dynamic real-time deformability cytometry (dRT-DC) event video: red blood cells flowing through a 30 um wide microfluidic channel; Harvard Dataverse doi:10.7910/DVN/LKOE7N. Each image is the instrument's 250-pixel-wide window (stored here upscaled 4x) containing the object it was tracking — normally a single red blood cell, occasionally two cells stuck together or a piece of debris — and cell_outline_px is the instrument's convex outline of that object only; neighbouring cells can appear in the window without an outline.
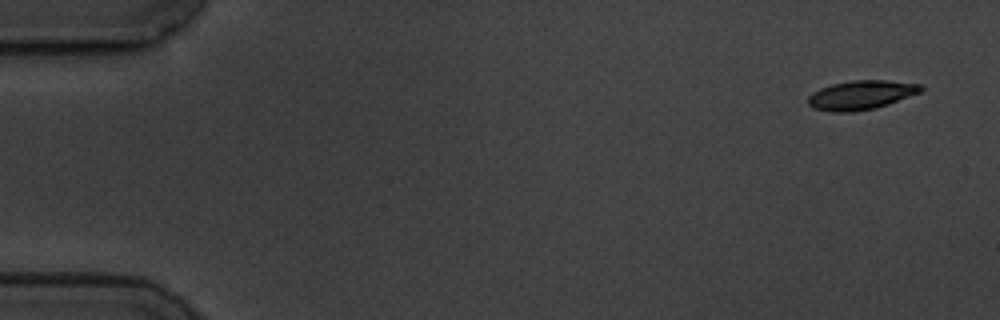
{"species": "common noctule bat (a hibernating species)", "species_latin": "Nyctalus noctula", "temperature_condition": "cold", "stored_images_in_passage": 5, "camera_frame_rate_fps": 3000, "um_per_image_px": 0.085, "animal": {"sex": "male", "body_mass_g": 19.5, "forearm_length_mm": 54.6}, "frame": {"image": 1, "passage_image": 1, "time_ms": 0.0, "image_size_px": [1000, 320], "cell_outline_px": [[924, 88], [920, 92], [888, 104], [876, 108], [852, 112], [832, 112], [812, 108], [808, 104], [808, 96], [812, 92], [820, 88], [832, 84], [852, 80], [884, 80], [920, 84]], "centroid_in_image_um": [73.15, 8.08], "position_along_channel_um": 11.8, "area_um2": 19.13}}
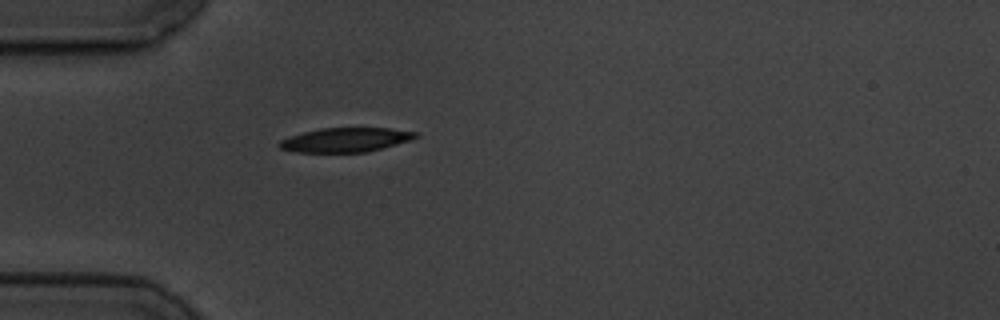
{"frame": {"image": 2, "passage_image": 5, "time_ms": 4.667, "image_size_px": [1000, 320], "cell_outline_px": [[420, 136], [412, 140], [364, 152], [296, 152], [280, 148], [276, 144], [280, 140], [304, 132], [320, 128], [388, 128], [416, 132]], "centroid_in_image_um": [29.37, 11.88], "position_along_channel_um": 55.6, "area_um2": 19.07}}